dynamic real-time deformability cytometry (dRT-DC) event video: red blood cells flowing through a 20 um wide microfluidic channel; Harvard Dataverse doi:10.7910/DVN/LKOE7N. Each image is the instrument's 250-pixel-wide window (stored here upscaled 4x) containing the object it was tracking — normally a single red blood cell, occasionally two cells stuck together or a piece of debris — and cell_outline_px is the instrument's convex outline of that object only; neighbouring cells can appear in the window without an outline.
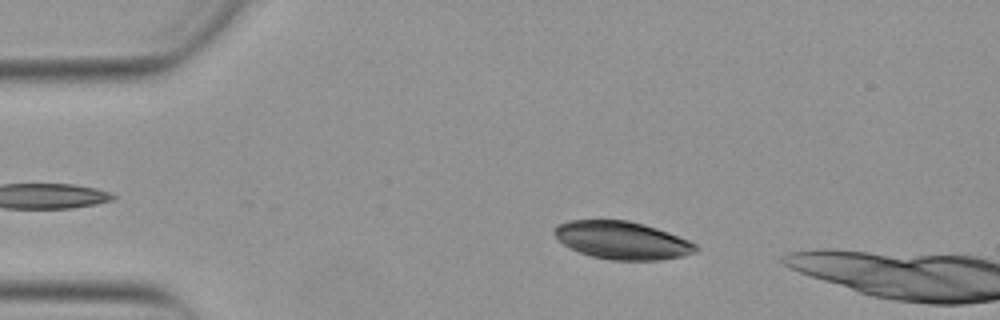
{"species": "Egyptian fruit bat (a non-hibernating species)", "species_latin": "Rousettus aegyptiacus", "temperature_condition": "warm", "stored_images_in_passage": 11, "camera_frame_rate_fps": 3000, "um_per_image_px": 0.085, "animal": {"sex": "female"}, "frame": {"image": 1, "passage_image": 8, "time_ms": 2.333, "image_size_px": [1000, 320], "cell_outline_px": [[696, 252], [684, 256], [660, 260], [612, 260], [592, 256], [580, 252], [564, 244], [552, 232], [552, 228], [556, 224], [568, 220], [628, 220], [644, 224], [668, 232], [688, 240], [696, 244]], "centroid_in_image_um": [52.86, 20.42], "position_along_channel_um": 32.1, "area_um2": 31.1}}